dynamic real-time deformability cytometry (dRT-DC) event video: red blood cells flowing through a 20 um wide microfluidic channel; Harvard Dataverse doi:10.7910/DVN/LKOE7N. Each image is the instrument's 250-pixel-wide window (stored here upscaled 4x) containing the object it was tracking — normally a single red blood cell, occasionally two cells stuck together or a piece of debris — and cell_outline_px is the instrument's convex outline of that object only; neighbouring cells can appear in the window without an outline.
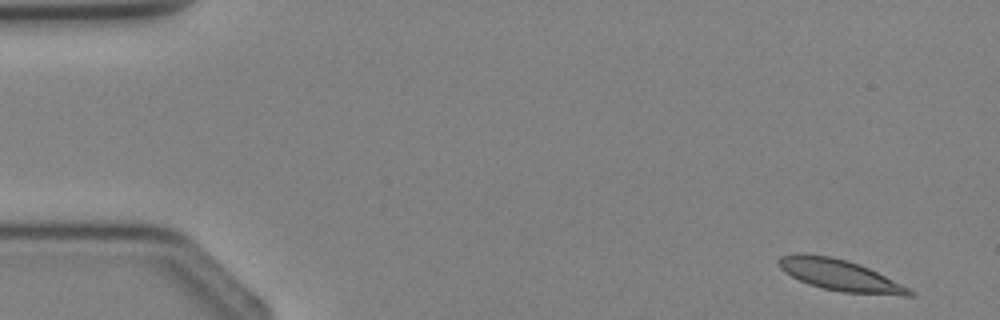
{"species": "Egyptian fruit bat (a non-hibernating species)", "species_latin": "Rousettus aegyptiacus", "temperature_condition": "cold", "stored_images_in_passage": 3, "camera_frame_rate_fps": 3000, "um_per_image_px": 0.085, "animal": {"sex": "female"}, "frame": {"image": 1, "passage_image": 1, "time_ms": 0.0, "image_size_px": [1000, 320], "cell_outline_px": [[916, 296], [904, 296], [844, 292], [824, 288], [808, 284], [784, 272], [780, 268], [776, 260], [780, 256], [796, 252], [800, 252], [832, 256], [848, 260], [860, 264], [916, 292]], "centroid_in_image_um": [71.34, 23.37], "position_along_channel_um": 13.7, "area_um2": 23.87}}